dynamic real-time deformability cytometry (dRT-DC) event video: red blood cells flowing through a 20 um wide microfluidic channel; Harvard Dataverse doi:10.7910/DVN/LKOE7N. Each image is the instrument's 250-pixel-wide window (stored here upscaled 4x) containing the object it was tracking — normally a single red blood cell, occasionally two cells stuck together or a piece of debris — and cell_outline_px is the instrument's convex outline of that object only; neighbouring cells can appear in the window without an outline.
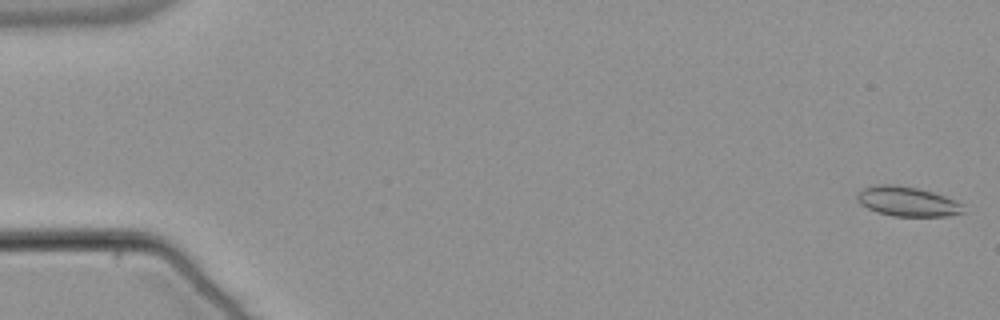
{"species": "common noctule bat (a hibernating species)", "species_latin": "Nyctalus noctula", "temperature_condition": "warm", "stored_images_in_passage": 55, "camera_frame_rate_fps": 3000, "um_per_image_px": 0.085, "animal": {"sex": "male", "body_mass_g": 21.5, "forearm_length_mm": 52.0}, "frame": {"image": 1, "passage_image": 2, "time_ms": 0.333, "image_size_px": [1000, 320], "cell_outline_px": [[964, 212], [948, 216], [892, 216], [876, 212], [860, 204], [856, 196], [860, 188], [872, 184], [896, 184], [916, 188], [932, 192], [956, 200], [964, 204]], "centroid_in_image_um": [77.09, 17.11], "position_along_channel_um": 7.9, "area_um2": 18.61}}
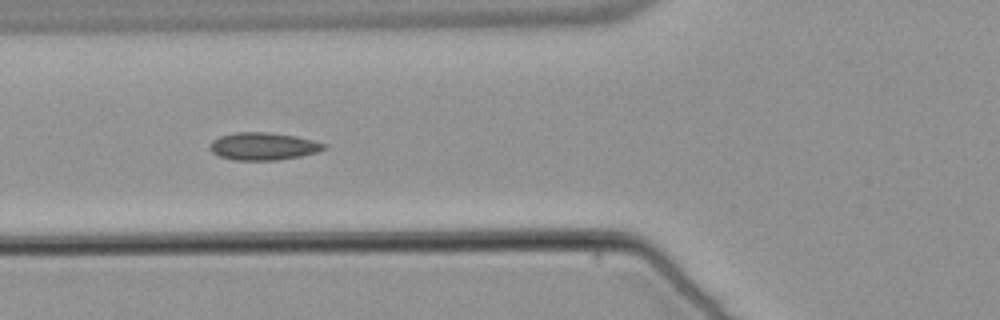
{"frame": {"image": 2, "passage_image": 22, "time_ms": 7.0, "image_size_px": [1000, 320], "cell_outline_px": [[328, 148], [316, 152], [300, 156], [276, 160], [232, 160], [220, 156], [212, 152], [208, 148], [208, 144], [212, 140], [220, 136], [236, 132], [268, 132], [296, 136], [328, 144]], "centroid_in_image_um": [22.36, 12.43], "position_along_channel_um": 103.4, "area_um2": 18.44}}
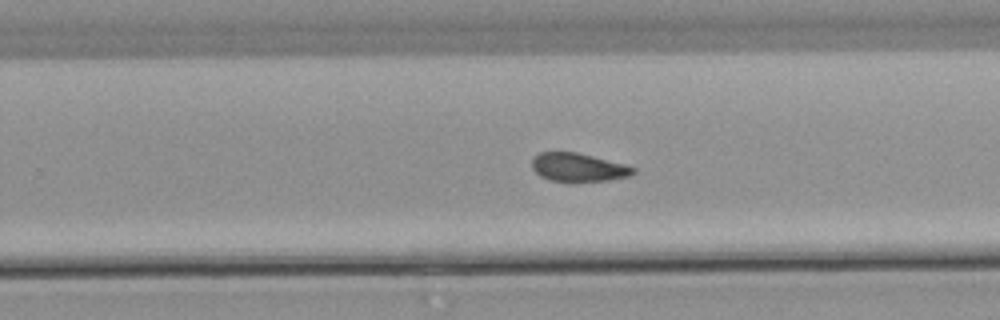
{"frame": {"image": 3, "passage_image": 36, "time_ms": 11.667, "image_size_px": [1000, 320], "cell_outline_px": [[636, 172], [632, 176], [608, 180], [572, 184], [568, 184], [548, 180], [540, 176], [532, 168], [532, 160], [540, 152], [576, 152], [624, 164], [636, 168]], "centroid_in_image_um": [49.16, 14.28], "position_along_channel_um": 280.6, "area_um2": 17.34}, "authors_computed_cell_mechanics": {"area_um2": 17.5712, "velocity_mm_per_s": 3.8033, "shape_relaxation_time_tau1_ms": null, "shape_relaxation_time_tau2_ms": 3.1165, "deformation_change_tau1": null, "deformation_change_tau2": 0.0752}}